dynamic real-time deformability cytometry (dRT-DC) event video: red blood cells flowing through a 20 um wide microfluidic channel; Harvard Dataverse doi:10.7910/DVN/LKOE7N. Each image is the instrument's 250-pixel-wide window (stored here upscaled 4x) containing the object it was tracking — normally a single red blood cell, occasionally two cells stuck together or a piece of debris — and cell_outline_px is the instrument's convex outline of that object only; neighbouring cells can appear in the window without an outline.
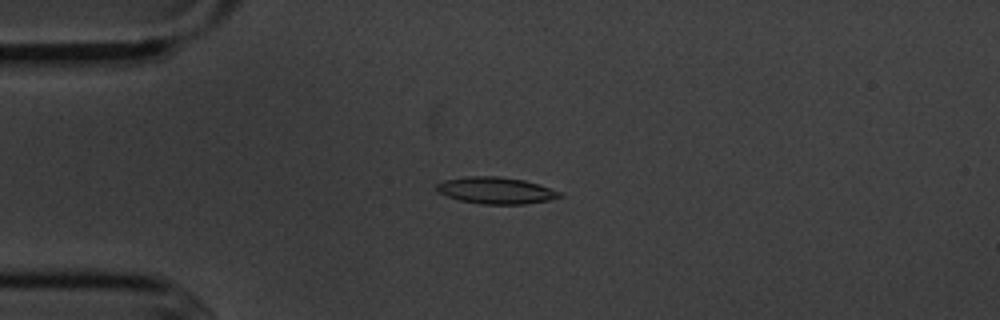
{"species": "common noctule bat (a hibernating species)", "species_latin": "Nyctalus noctula", "temperature_condition": "cold", "stored_images_in_passage": 37, "camera_frame_rate_fps": 3000, "um_per_image_px": 0.085, "animal": {"sex": "male", "body_mass_g": 20.1, "forearm_length_mm": 53.5}, "frame": {"image": 1, "passage_image": 7, "time_ms": 2.0, "image_size_px": [1000, 320], "cell_outline_px": [[564, 196], [548, 200], [524, 204], [480, 204], [460, 200], [436, 192], [436, 184], [444, 180], [468, 176], [496, 176], [524, 180], [564, 192]], "centroid_in_image_um": [42.16, 16.19], "position_along_channel_um": 42.8, "area_um2": 19.19}}
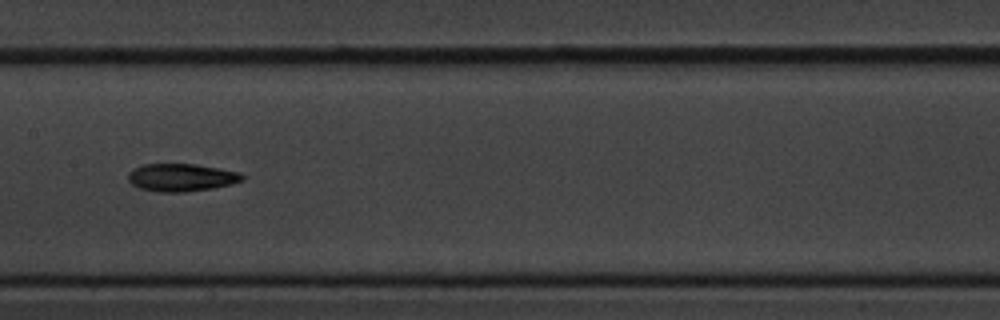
{"frame": {"image": 2, "passage_image": 21, "time_ms": 6.667, "image_size_px": [1000, 320], "cell_outline_px": [[244, 180], [232, 184], [212, 188], [184, 192], [160, 192], [140, 188], [132, 184], [128, 180], [128, 172], [132, 168], [144, 164], [196, 164], [240, 172], [244, 176]], "centroid_in_image_um": [15.41, 15.08], "position_along_channel_um": 192.0, "area_um2": 18.5}}
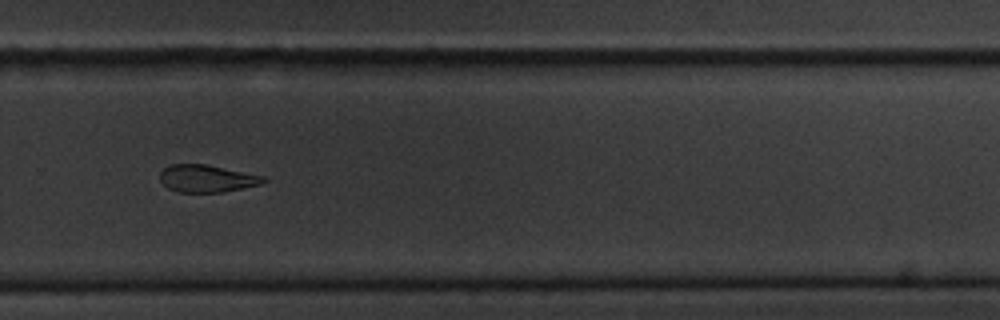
{"frame": {"image": 3, "passage_image": 31, "time_ms": 10.0, "image_size_px": [1000, 320], "cell_outline_px": [[268, 180], [260, 184], [244, 188], [220, 192], [180, 192], [168, 188], [160, 180], [160, 172], [164, 168], [172, 164], [204, 164], [264, 176]], "centroid_in_image_um": [17.58, 15.17], "position_along_channel_um": 312.2, "area_um2": 16.3}, "authors_computed_cell_mechanics": {"area_um2": 17.9758, "velocity_mm_per_s": 3.6277, "shape_relaxation_time_tau1_ms": 6.2326, "shape_relaxation_time_tau2_ms": 2.6614, "deformation_change_tau1": 0.1429, "deformation_change_tau2": 0.0983}}